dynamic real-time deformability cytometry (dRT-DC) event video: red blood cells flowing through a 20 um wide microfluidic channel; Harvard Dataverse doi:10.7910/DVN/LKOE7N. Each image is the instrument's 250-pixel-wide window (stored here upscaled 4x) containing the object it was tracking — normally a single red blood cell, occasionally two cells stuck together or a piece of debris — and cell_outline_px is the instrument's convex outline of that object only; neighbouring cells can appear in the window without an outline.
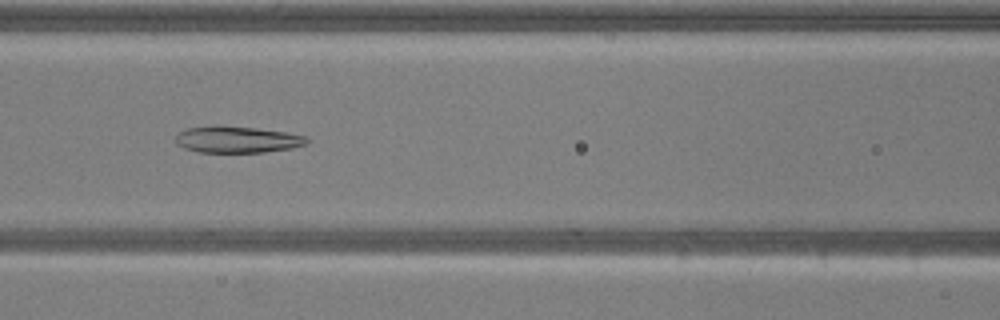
{"species": "common noctule bat (a hibernating species)", "species_latin": "Nyctalus noctula", "temperature_condition": "warm", "stored_images_in_passage": 40, "camera_frame_rate_fps": 3000, "um_per_image_px": 0.085, "animal": {"sex": "male", "body_mass_g": 20.5, "forearm_length_mm": 52.5}, "frame": {"image": 1, "passage_image": 10, "time_ms": 3.0, "image_size_px": [1000, 320], "cell_outline_px": [[308, 144], [292, 148], [264, 152], [196, 152], [184, 148], [176, 144], [176, 136], [180, 132], [188, 128], [216, 124], [256, 128], [284, 132], [308, 136]], "centroid_in_image_um": [20.15, 11.85], "position_along_channel_um": 146.4, "area_um2": 20.52}}
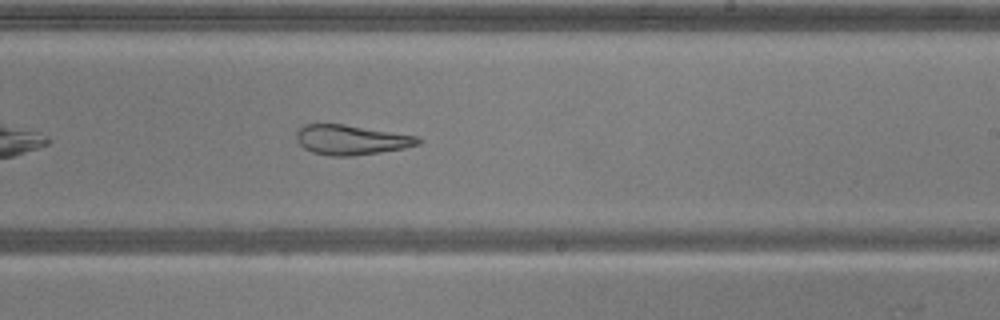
{"frame": {"image": 2, "passage_image": 19, "time_ms": 6.0, "image_size_px": [1000, 320], "cell_outline_px": [[424, 140], [420, 144], [404, 148], [380, 152], [352, 156], [332, 156], [312, 152], [304, 148], [296, 140], [296, 128], [304, 124], [344, 124], [416, 136]], "centroid_in_image_um": [29.82, 11.88], "position_along_channel_um": 259.2, "area_um2": 21.21}}
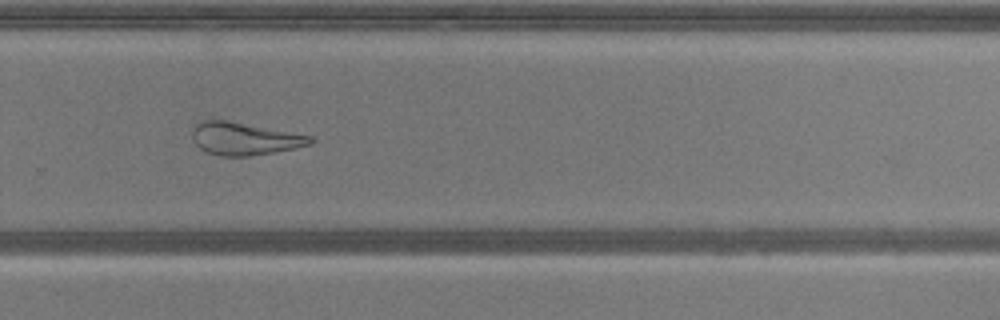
{"frame": {"image": 3, "passage_image": 23, "time_ms": 7.333, "image_size_px": [1000, 320], "cell_outline_px": [[316, 140], [312, 144], [272, 152], [248, 156], [220, 156], [208, 152], [200, 148], [192, 140], [192, 124], [200, 120], [228, 120], [312, 136]], "centroid_in_image_um": [20.73, 11.77], "position_along_channel_um": 309.1, "area_um2": 22.48}, "authors_computed_cell_mechanics": {"area_um2": 24.1893, "velocity_mm_per_s": 3.7669, "shape_relaxation_time_tau1_ms": null, "shape_relaxation_time_tau2_ms": 3.9759, "deformation_change_tau1": null, "deformation_change_tau2": 0.1277}}